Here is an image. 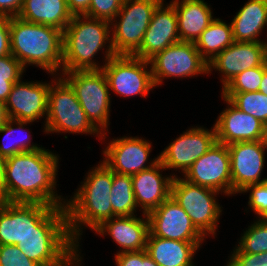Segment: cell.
Wrapping results in <instances>:
<instances>
[{
	"label": "cell",
	"mask_w": 267,
	"mask_h": 266,
	"mask_svg": "<svg viewBox=\"0 0 267 266\" xmlns=\"http://www.w3.org/2000/svg\"><path fill=\"white\" fill-rule=\"evenodd\" d=\"M260 141L263 147L267 149V123L263 125V131H262V136H261Z\"/></svg>",
	"instance_id": "47"
},
{
	"label": "cell",
	"mask_w": 267,
	"mask_h": 266,
	"mask_svg": "<svg viewBox=\"0 0 267 266\" xmlns=\"http://www.w3.org/2000/svg\"><path fill=\"white\" fill-rule=\"evenodd\" d=\"M133 216L114 217L104 221L95 229L100 235L108 233L121 248V252L141 251L146 249L149 234V219ZM114 219V220H113Z\"/></svg>",
	"instance_id": "23"
},
{
	"label": "cell",
	"mask_w": 267,
	"mask_h": 266,
	"mask_svg": "<svg viewBox=\"0 0 267 266\" xmlns=\"http://www.w3.org/2000/svg\"><path fill=\"white\" fill-rule=\"evenodd\" d=\"M216 142V130L202 127L191 128L176 138L159 155V161L166 169H180L185 172L205 154Z\"/></svg>",
	"instance_id": "15"
},
{
	"label": "cell",
	"mask_w": 267,
	"mask_h": 266,
	"mask_svg": "<svg viewBox=\"0 0 267 266\" xmlns=\"http://www.w3.org/2000/svg\"><path fill=\"white\" fill-rule=\"evenodd\" d=\"M24 69L12 54L0 57V80L16 83L21 79Z\"/></svg>",
	"instance_id": "37"
},
{
	"label": "cell",
	"mask_w": 267,
	"mask_h": 266,
	"mask_svg": "<svg viewBox=\"0 0 267 266\" xmlns=\"http://www.w3.org/2000/svg\"><path fill=\"white\" fill-rule=\"evenodd\" d=\"M39 202L0 203V245H17L55 208Z\"/></svg>",
	"instance_id": "12"
},
{
	"label": "cell",
	"mask_w": 267,
	"mask_h": 266,
	"mask_svg": "<svg viewBox=\"0 0 267 266\" xmlns=\"http://www.w3.org/2000/svg\"><path fill=\"white\" fill-rule=\"evenodd\" d=\"M10 81L0 80V101L6 102L9 93L11 92L13 85Z\"/></svg>",
	"instance_id": "43"
},
{
	"label": "cell",
	"mask_w": 267,
	"mask_h": 266,
	"mask_svg": "<svg viewBox=\"0 0 267 266\" xmlns=\"http://www.w3.org/2000/svg\"><path fill=\"white\" fill-rule=\"evenodd\" d=\"M22 253L40 266H63L79 250L69 233L65 207H55L20 243Z\"/></svg>",
	"instance_id": "5"
},
{
	"label": "cell",
	"mask_w": 267,
	"mask_h": 266,
	"mask_svg": "<svg viewBox=\"0 0 267 266\" xmlns=\"http://www.w3.org/2000/svg\"><path fill=\"white\" fill-rule=\"evenodd\" d=\"M11 54L9 18L0 16V57Z\"/></svg>",
	"instance_id": "40"
},
{
	"label": "cell",
	"mask_w": 267,
	"mask_h": 266,
	"mask_svg": "<svg viewBox=\"0 0 267 266\" xmlns=\"http://www.w3.org/2000/svg\"><path fill=\"white\" fill-rule=\"evenodd\" d=\"M236 108L267 123V95L261 92L223 93Z\"/></svg>",
	"instance_id": "30"
},
{
	"label": "cell",
	"mask_w": 267,
	"mask_h": 266,
	"mask_svg": "<svg viewBox=\"0 0 267 266\" xmlns=\"http://www.w3.org/2000/svg\"><path fill=\"white\" fill-rule=\"evenodd\" d=\"M49 88L43 82H16L5 102L8 118L34 122L47 116Z\"/></svg>",
	"instance_id": "20"
},
{
	"label": "cell",
	"mask_w": 267,
	"mask_h": 266,
	"mask_svg": "<svg viewBox=\"0 0 267 266\" xmlns=\"http://www.w3.org/2000/svg\"><path fill=\"white\" fill-rule=\"evenodd\" d=\"M23 0H0V16L16 17L21 11Z\"/></svg>",
	"instance_id": "41"
},
{
	"label": "cell",
	"mask_w": 267,
	"mask_h": 266,
	"mask_svg": "<svg viewBox=\"0 0 267 266\" xmlns=\"http://www.w3.org/2000/svg\"><path fill=\"white\" fill-rule=\"evenodd\" d=\"M149 64L134 55H115L101 67L109 89L125 97L139 94L145 97L155 87L151 67L147 69Z\"/></svg>",
	"instance_id": "10"
},
{
	"label": "cell",
	"mask_w": 267,
	"mask_h": 266,
	"mask_svg": "<svg viewBox=\"0 0 267 266\" xmlns=\"http://www.w3.org/2000/svg\"><path fill=\"white\" fill-rule=\"evenodd\" d=\"M251 190L248 205L259 218H267V181L264 183L248 185L242 192Z\"/></svg>",
	"instance_id": "35"
},
{
	"label": "cell",
	"mask_w": 267,
	"mask_h": 266,
	"mask_svg": "<svg viewBox=\"0 0 267 266\" xmlns=\"http://www.w3.org/2000/svg\"><path fill=\"white\" fill-rule=\"evenodd\" d=\"M18 17L64 31L72 19L66 0H23Z\"/></svg>",
	"instance_id": "26"
},
{
	"label": "cell",
	"mask_w": 267,
	"mask_h": 266,
	"mask_svg": "<svg viewBox=\"0 0 267 266\" xmlns=\"http://www.w3.org/2000/svg\"><path fill=\"white\" fill-rule=\"evenodd\" d=\"M226 266H267V252L233 253Z\"/></svg>",
	"instance_id": "38"
},
{
	"label": "cell",
	"mask_w": 267,
	"mask_h": 266,
	"mask_svg": "<svg viewBox=\"0 0 267 266\" xmlns=\"http://www.w3.org/2000/svg\"><path fill=\"white\" fill-rule=\"evenodd\" d=\"M244 232L233 253L267 252V218H260Z\"/></svg>",
	"instance_id": "32"
},
{
	"label": "cell",
	"mask_w": 267,
	"mask_h": 266,
	"mask_svg": "<svg viewBox=\"0 0 267 266\" xmlns=\"http://www.w3.org/2000/svg\"><path fill=\"white\" fill-rule=\"evenodd\" d=\"M180 41L195 43L212 23L211 8L203 0H174Z\"/></svg>",
	"instance_id": "24"
},
{
	"label": "cell",
	"mask_w": 267,
	"mask_h": 266,
	"mask_svg": "<svg viewBox=\"0 0 267 266\" xmlns=\"http://www.w3.org/2000/svg\"><path fill=\"white\" fill-rule=\"evenodd\" d=\"M163 3L154 10L141 46L134 56L149 61L170 45L180 42L175 7L172 3L164 7Z\"/></svg>",
	"instance_id": "19"
},
{
	"label": "cell",
	"mask_w": 267,
	"mask_h": 266,
	"mask_svg": "<svg viewBox=\"0 0 267 266\" xmlns=\"http://www.w3.org/2000/svg\"><path fill=\"white\" fill-rule=\"evenodd\" d=\"M50 84L44 132L90 133L106 136L87 118L71 86L58 78Z\"/></svg>",
	"instance_id": "6"
},
{
	"label": "cell",
	"mask_w": 267,
	"mask_h": 266,
	"mask_svg": "<svg viewBox=\"0 0 267 266\" xmlns=\"http://www.w3.org/2000/svg\"><path fill=\"white\" fill-rule=\"evenodd\" d=\"M4 164L5 159L0 157V203L5 201Z\"/></svg>",
	"instance_id": "44"
},
{
	"label": "cell",
	"mask_w": 267,
	"mask_h": 266,
	"mask_svg": "<svg viewBox=\"0 0 267 266\" xmlns=\"http://www.w3.org/2000/svg\"><path fill=\"white\" fill-rule=\"evenodd\" d=\"M146 266H159L146 251Z\"/></svg>",
	"instance_id": "49"
},
{
	"label": "cell",
	"mask_w": 267,
	"mask_h": 266,
	"mask_svg": "<svg viewBox=\"0 0 267 266\" xmlns=\"http://www.w3.org/2000/svg\"><path fill=\"white\" fill-rule=\"evenodd\" d=\"M155 86L165 77H192L209 73L208 62L201 56L192 42H178L170 45L149 60Z\"/></svg>",
	"instance_id": "11"
},
{
	"label": "cell",
	"mask_w": 267,
	"mask_h": 266,
	"mask_svg": "<svg viewBox=\"0 0 267 266\" xmlns=\"http://www.w3.org/2000/svg\"><path fill=\"white\" fill-rule=\"evenodd\" d=\"M8 120V116L6 113L5 103L0 101V128L5 124Z\"/></svg>",
	"instance_id": "46"
},
{
	"label": "cell",
	"mask_w": 267,
	"mask_h": 266,
	"mask_svg": "<svg viewBox=\"0 0 267 266\" xmlns=\"http://www.w3.org/2000/svg\"><path fill=\"white\" fill-rule=\"evenodd\" d=\"M228 146L231 163L232 194L241 193L248 185L260 180L265 163V148L261 141L236 142Z\"/></svg>",
	"instance_id": "16"
},
{
	"label": "cell",
	"mask_w": 267,
	"mask_h": 266,
	"mask_svg": "<svg viewBox=\"0 0 267 266\" xmlns=\"http://www.w3.org/2000/svg\"><path fill=\"white\" fill-rule=\"evenodd\" d=\"M91 0H66L68 10L72 16H86Z\"/></svg>",
	"instance_id": "42"
},
{
	"label": "cell",
	"mask_w": 267,
	"mask_h": 266,
	"mask_svg": "<svg viewBox=\"0 0 267 266\" xmlns=\"http://www.w3.org/2000/svg\"><path fill=\"white\" fill-rule=\"evenodd\" d=\"M113 218L133 216L137 203L133 193L131 175L113 172V184L110 193Z\"/></svg>",
	"instance_id": "29"
},
{
	"label": "cell",
	"mask_w": 267,
	"mask_h": 266,
	"mask_svg": "<svg viewBox=\"0 0 267 266\" xmlns=\"http://www.w3.org/2000/svg\"><path fill=\"white\" fill-rule=\"evenodd\" d=\"M265 26H267L266 0H249L231 22L233 40L264 42L257 37Z\"/></svg>",
	"instance_id": "27"
},
{
	"label": "cell",
	"mask_w": 267,
	"mask_h": 266,
	"mask_svg": "<svg viewBox=\"0 0 267 266\" xmlns=\"http://www.w3.org/2000/svg\"><path fill=\"white\" fill-rule=\"evenodd\" d=\"M58 159L56 154L44 148L5 158V201L39 202L65 207V200L62 201L63 198L53 191L56 185Z\"/></svg>",
	"instance_id": "1"
},
{
	"label": "cell",
	"mask_w": 267,
	"mask_h": 266,
	"mask_svg": "<svg viewBox=\"0 0 267 266\" xmlns=\"http://www.w3.org/2000/svg\"><path fill=\"white\" fill-rule=\"evenodd\" d=\"M164 0H125L112 24L111 45L116 55H133L141 46L154 10ZM130 4V5H129Z\"/></svg>",
	"instance_id": "8"
},
{
	"label": "cell",
	"mask_w": 267,
	"mask_h": 266,
	"mask_svg": "<svg viewBox=\"0 0 267 266\" xmlns=\"http://www.w3.org/2000/svg\"><path fill=\"white\" fill-rule=\"evenodd\" d=\"M149 232L159 238L202 242L204 235L195 227L185 210L170 196L148 214Z\"/></svg>",
	"instance_id": "14"
},
{
	"label": "cell",
	"mask_w": 267,
	"mask_h": 266,
	"mask_svg": "<svg viewBox=\"0 0 267 266\" xmlns=\"http://www.w3.org/2000/svg\"><path fill=\"white\" fill-rule=\"evenodd\" d=\"M110 26L111 23L106 20L85 15L72 16L63 31L62 72L102 70L96 62L92 61V58L105 47L107 41L109 45L105 52V61L116 55L111 45Z\"/></svg>",
	"instance_id": "4"
},
{
	"label": "cell",
	"mask_w": 267,
	"mask_h": 266,
	"mask_svg": "<svg viewBox=\"0 0 267 266\" xmlns=\"http://www.w3.org/2000/svg\"><path fill=\"white\" fill-rule=\"evenodd\" d=\"M114 258L117 266H146V249L118 252Z\"/></svg>",
	"instance_id": "39"
},
{
	"label": "cell",
	"mask_w": 267,
	"mask_h": 266,
	"mask_svg": "<svg viewBox=\"0 0 267 266\" xmlns=\"http://www.w3.org/2000/svg\"><path fill=\"white\" fill-rule=\"evenodd\" d=\"M78 257H79V254H75L67 263H65L63 266H72V265H74V263H75V265L78 263V262H80V259H81V257L78 259ZM77 260V261H76ZM74 261H76V262H74Z\"/></svg>",
	"instance_id": "48"
},
{
	"label": "cell",
	"mask_w": 267,
	"mask_h": 266,
	"mask_svg": "<svg viewBox=\"0 0 267 266\" xmlns=\"http://www.w3.org/2000/svg\"><path fill=\"white\" fill-rule=\"evenodd\" d=\"M266 61V42L234 41L230 46L208 62V72H210L213 68L223 73L221 80L224 87L236 75L245 70L259 67Z\"/></svg>",
	"instance_id": "17"
},
{
	"label": "cell",
	"mask_w": 267,
	"mask_h": 266,
	"mask_svg": "<svg viewBox=\"0 0 267 266\" xmlns=\"http://www.w3.org/2000/svg\"><path fill=\"white\" fill-rule=\"evenodd\" d=\"M223 100L228 103V108L221 112L214 125L216 141L225 145L260 141L264 123L236 108L227 98L223 97Z\"/></svg>",
	"instance_id": "21"
},
{
	"label": "cell",
	"mask_w": 267,
	"mask_h": 266,
	"mask_svg": "<svg viewBox=\"0 0 267 266\" xmlns=\"http://www.w3.org/2000/svg\"><path fill=\"white\" fill-rule=\"evenodd\" d=\"M150 149L151 143L138 137L113 139L103 151V163L113 172L132 176L153 167L159 161L158 156L150 165H145Z\"/></svg>",
	"instance_id": "18"
},
{
	"label": "cell",
	"mask_w": 267,
	"mask_h": 266,
	"mask_svg": "<svg viewBox=\"0 0 267 266\" xmlns=\"http://www.w3.org/2000/svg\"><path fill=\"white\" fill-rule=\"evenodd\" d=\"M233 42L231 24L227 25L217 18L202 32L194 44L201 56L210 62Z\"/></svg>",
	"instance_id": "28"
},
{
	"label": "cell",
	"mask_w": 267,
	"mask_h": 266,
	"mask_svg": "<svg viewBox=\"0 0 267 266\" xmlns=\"http://www.w3.org/2000/svg\"><path fill=\"white\" fill-rule=\"evenodd\" d=\"M84 180L73 199L65 205L69 233L76 244L79 243L81 225L86 224L94 231L104 221L113 218L110 201L113 171L102 162Z\"/></svg>",
	"instance_id": "2"
},
{
	"label": "cell",
	"mask_w": 267,
	"mask_h": 266,
	"mask_svg": "<svg viewBox=\"0 0 267 266\" xmlns=\"http://www.w3.org/2000/svg\"><path fill=\"white\" fill-rule=\"evenodd\" d=\"M62 74L68 76L63 79L73 89L90 122L101 132L107 129L110 116V89L103 71L75 70Z\"/></svg>",
	"instance_id": "7"
},
{
	"label": "cell",
	"mask_w": 267,
	"mask_h": 266,
	"mask_svg": "<svg viewBox=\"0 0 267 266\" xmlns=\"http://www.w3.org/2000/svg\"><path fill=\"white\" fill-rule=\"evenodd\" d=\"M262 76L263 65L245 70L226 84L222 93L258 92L262 83Z\"/></svg>",
	"instance_id": "33"
},
{
	"label": "cell",
	"mask_w": 267,
	"mask_h": 266,
	"mask_svg": "<svg viewBox=\"0 0 267 266\" xmlns=\"http://www.w3.org/2000/svg\"><path fill=\"white\" fill-rule=\"evenodd\" d=\"M259 92L267 95V61L263 64L262 83L259 86Z\"/></svg>",
	"instance_id": "45"
},
{
	"label": "cell",
	"mask_w": 267,
	"mask_h": 266,
	"mask_svg": "<svg viewBox=\"0 0 267 266\" xmlns=\"http://www.w3.org/2000/svg\"><path fill=\"white\" fill-rule=\"evenodd\" d=\"M166 168L158 161L153 167L131 176L133 193L137 206L143 214H149L159 207L171 195V184L174 176L162 177L160 170Z\"/></svg>",
	"instance_id": "22"
},
{
	"label": "cell",
	"mask_w": 267,
	"mask_h": 266,
	"mask_svg": "<svg viewBox=\"0 0 267 266\" xmlns=\"http://www.w3.org/2000/svg\"><path fill=\"white\" fill-rule=\"evenodd\" d=\"M0 266H40L21 252L17 245H0Z\"/></svg>",
	"instance_id": "36"
},
{
	"label": "cell",
	"mask_w": 267,
	"mask_h": 266,
	"mask_svg": "<svg viewBox=\"0 0 267 266\" xmlns=\"http://www.w3.org/2000/svg\"><path fill=\"white\" fill-rule=\"evenodd\" d=\"M187 182L206 187L217 192L232 195L231 163L228 146L215 144L185 172Z\"/></svg>",
	"instance_id": "13"
},
{
	"label": "cell",
	"mask_w": 267,
	"mask_h": 266,
	"mask_svg": "<svg viewBox=\"0 0 267 266\" xmlns=\"http://www.w3.org/2000/svg\"><path fill=\"white\" fill-rule=\"evenodd\" d=\"M201 242H184L147 237L146 251L159 266H194L192 259Z\"/></svg>",
	"instance_id": "25"
},
{
	"label": "cell",
	"mask_w": 267,
	"mask_h": 266,
	"mask_svg": "<svg viewBox=\"0 0 267 266\" xmlns=\"http://www.w3.org/2000/svg\"><path fill=\"white\" fill-rule=\"evenodd\" d=\"M125 0H91L87 17L113 23ZM112 21V22H111Z\"/></svg>",
	"instance_id": "34"
},
{
	"label": "cell",
	"mask_w": 267,
	"mask_h": 266,
	"mask_svg": "<svg viewBox=\"0 0 267 266\" xmlns=\"http://www.w3.org/2000/svg\"><path fill=\"white\" fill-rule=\"evenodd\" d=\"M17 124L18 128H13V124ZM31 123V121H23V120H16L8 118V120L5 122V124L0 128V133H6V135L3 138V144H0V157L2 158H8L10 156H14L15 154L23 153V152H29V151H36L42 149L41 147H38L36 144L32 145L30 144V140L28 136L22 140L21 138L18 139V141L14 140V142L7 141L11 139V136L15 134V132L22 131L24 129L23 125Z\"/></svg>",
	"instance_id": "31"
},
{
	"label": "cell",
	"mask_w": 267,
	"mask_h": 266,
	"mask_svg": "<svg viewBox=\"0 0 267 266\" xmlns=\"http://www.w3.org/2000/svg\"><path fill=\"white\" fill-rule=\"evenodd\" d=\"M217 193L220 192L189 183L174 175L170 196L185 210L195 227L206 236L215 235L222 212L214 198Z\"/></svg>",
	"instance_id": "9"
},
{
	"label": "cell",
	"mask_w": 267,
	"mask_h": 266,
	"mask_svg": "<svg viewBox=\"0 0 267 266\" xmlns=\"http://www.w3.org/2000/svg\"><path fill=\"white\" fill-rule=\"evenodd\" d=\"M9 28L11 54L24 68L34 64L50 74L57 73L59 68L62 70V30L31 23L18 16L9 17Z\"/></svg>",
	"instance_id": "3"
}]
</instances>
